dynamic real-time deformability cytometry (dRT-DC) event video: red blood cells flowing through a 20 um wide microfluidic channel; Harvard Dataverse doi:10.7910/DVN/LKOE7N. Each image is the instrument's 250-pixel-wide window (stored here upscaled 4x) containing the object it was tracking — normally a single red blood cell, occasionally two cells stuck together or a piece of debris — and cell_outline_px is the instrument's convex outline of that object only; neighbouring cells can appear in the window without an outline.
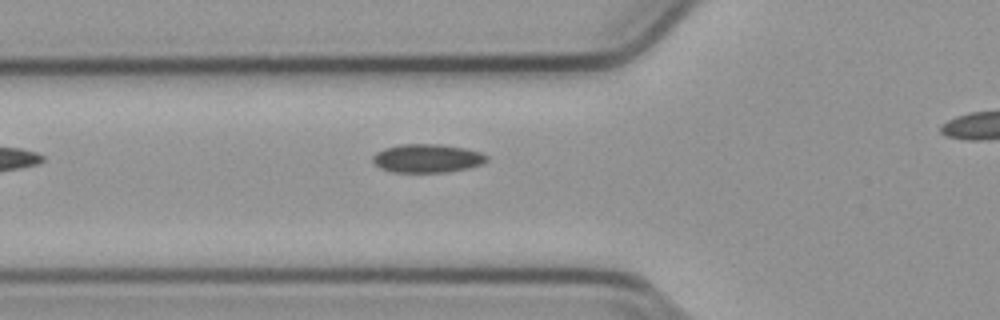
{"species": "common noctule bat (a hibernating species)", "species_latin": "Nyctalus noctula", "temperature_condition": "cold", "stored_images_in_passage": 22, "camera_frame_rate_fps": 3000, "um_per_image_px": 0.085, "animal": {"sex": "male", "body_mass_g": 23.1, "forearm_length_mm": 52.7}, "frame": {"image": 1, "passage_image": 4, "time_ms": 1.0, "image_size_px": [1000, 320], "cell_outline_px": [[488, 160], [480, 164], [468, 168], [448, 172], [392, 172], [380, 168], [372, 160], [372, 156], [376, 152], [384, 148], [400, 144], [440, 144], [464, 148], [480, 152], [488, 156]], "centroid_in_image_um": [36.29, 13.45], "position_along_channel_um": 89.5, "area_um2": 18.96}}